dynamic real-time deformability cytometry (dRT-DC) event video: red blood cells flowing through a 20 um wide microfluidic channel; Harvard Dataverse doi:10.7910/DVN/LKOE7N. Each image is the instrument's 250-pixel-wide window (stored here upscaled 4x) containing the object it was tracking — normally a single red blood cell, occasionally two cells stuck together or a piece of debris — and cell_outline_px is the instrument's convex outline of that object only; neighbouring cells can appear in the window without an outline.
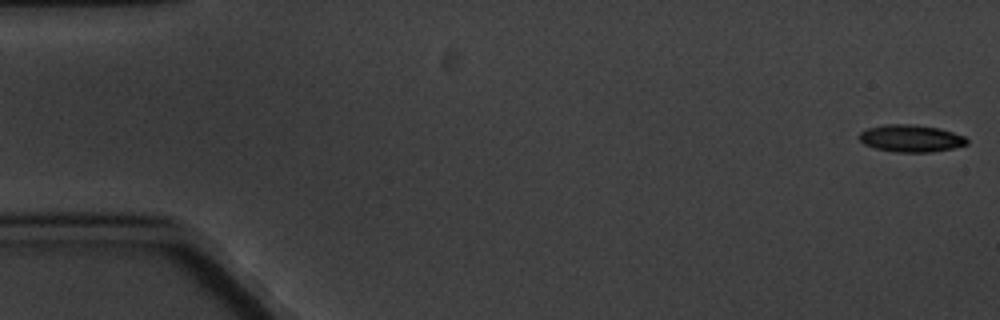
{"species": "common noctule bat (a hibernating species)", "species_latin": "Nyctalus noctula", "temperature_condition": "cold", "stored_images_in_passage": 7, "camera_frame_rate_fps": 3000, "um_per_image_px": 0.085, "animal": {"sex": "male", "body_mass_g": 20.1, "forearm_length_mm": 53.5}, "frame": {"image": 1, "passage_image": 1, "time_ms": 0.0, "image_size_px": [1000, 320], "cell_outline_px": [[968, 144], [952, 148], [932, 152], [896, 152], [876, 148], [864, 144], [860, 140], [860, 132], [868, 128], [884, 124], [912, 124], [940, 128], [964, 136], [968, 140]], "centroid_in_image_um": [77.44, 11.75], "position_along_channel_um": 7.6, "area_um2": 16.99}}
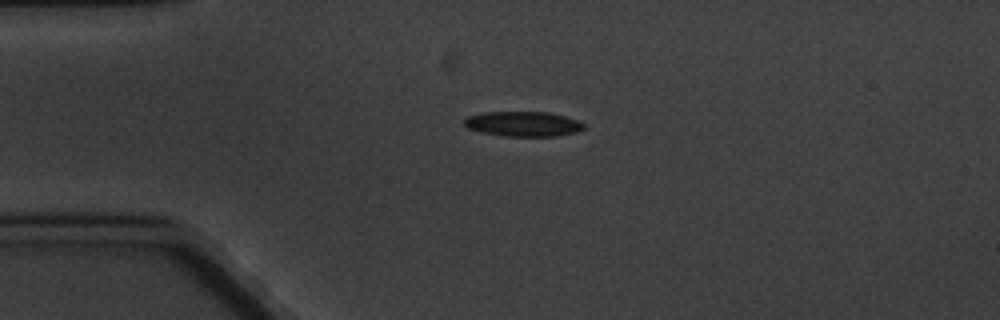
{"frame": {"image": 2, "passage_image": 5, "time_ms": 4.333, "image_size_px": [1000, 320], "cell_outline_px": [[584, 128], [576, 132], [556, 136], [504, 136], [480, 132], [468, 128], [464, 124], [464, 120], [468, 116], [484, 112], [552, 112], [580, 120], [584, 124]], "centroid_in_image_um": [44.49, 10.53], "position_along_channel_um": 40.5, "area_um2": 17.51}}